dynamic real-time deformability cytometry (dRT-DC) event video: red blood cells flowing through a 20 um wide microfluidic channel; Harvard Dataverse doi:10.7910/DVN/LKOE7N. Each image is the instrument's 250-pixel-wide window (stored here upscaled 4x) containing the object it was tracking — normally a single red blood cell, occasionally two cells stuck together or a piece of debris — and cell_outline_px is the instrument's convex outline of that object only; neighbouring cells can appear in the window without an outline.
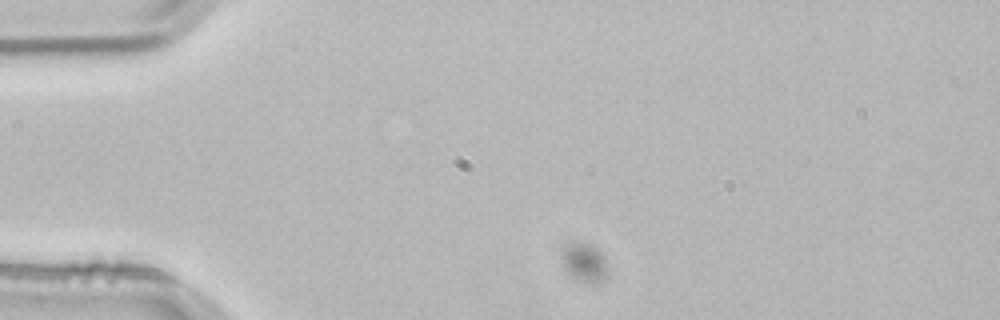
{"species": "common noctule bat (a hibernating species)", "species_latin": "Nyctalus noctula", "temperature_condition": "room temperature", "stored_images_in_passage": 72, "camera_frame_rate_fps": 3000, "um_per_image_px": 0.085, "animal": {"sex": "male", "body_mass_g": 21.5, "forearm_length_mm": 52.0}, "frame": {"image": 1, "passage_image": 1, "time_ms": 0.0, "image_size_px": [1000, 320], "cell_outline_px": [[608, 280], [600, 284], [588, 284], [576, 280], [564, 268], [560, 256], [560, 248], [564, 244], [588, 244], [600, 252], [604, 256]], "centroid_in_image_um": [49.66, 22.38], "position_along_channel_um": 35.3, "area_um2": 10.69}}
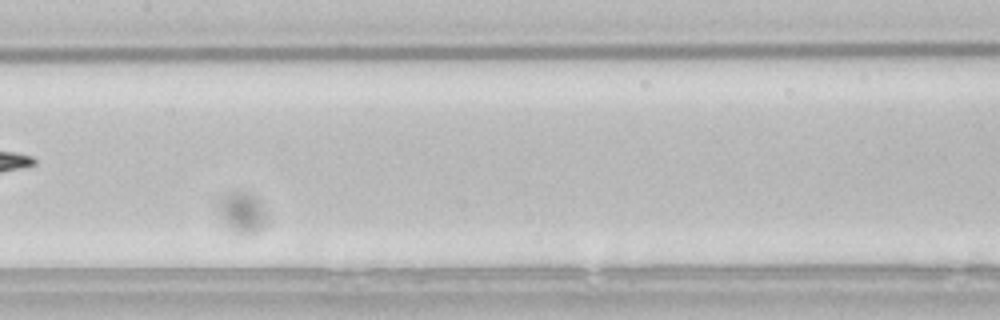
{"frame": {"image": 2, "passage_image": 41, "time_ms": 13.333, "image_size_px": [1000, 320], "cell_outline_px": [[268, 220], [264, 228], [248, 236], [236, 236], [228, 228], [220, 212], [216, 200], [224, 192], [244, 192], [252, 196], [260, 204], [268, 216]], "centroid_in_image_um": [20.56, 18.13], "position_along_channel_um": 186.8, "area_um2": 11.85}}
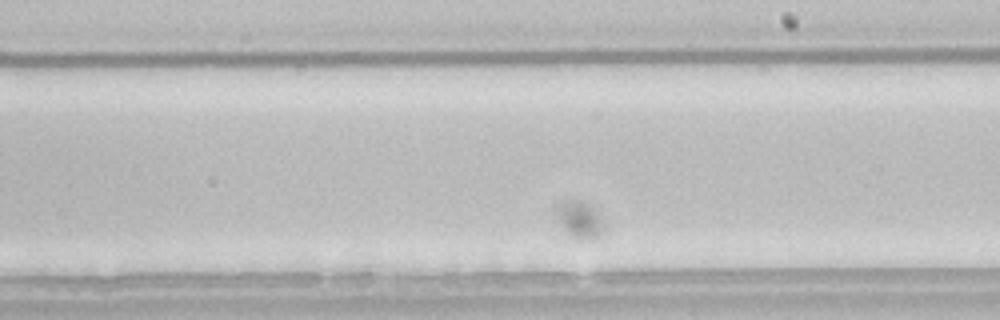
{"frame": {"image": 3, "passage_image": 50, "time_ms": 16.333, "image_size_px": [1000, 320], "cell_outline_px": [[604, 232], [596, 240], [588, 244], [572, 244], [564, 236], [556, 216], [556, 204], [564, 200], [580, 200], [588, 204], [596, 212], [604, 224]], "centroid_in_image_um": [49.21, 18.86], "position_along_channel_um": 239.8, "area_um2": 11.68}}